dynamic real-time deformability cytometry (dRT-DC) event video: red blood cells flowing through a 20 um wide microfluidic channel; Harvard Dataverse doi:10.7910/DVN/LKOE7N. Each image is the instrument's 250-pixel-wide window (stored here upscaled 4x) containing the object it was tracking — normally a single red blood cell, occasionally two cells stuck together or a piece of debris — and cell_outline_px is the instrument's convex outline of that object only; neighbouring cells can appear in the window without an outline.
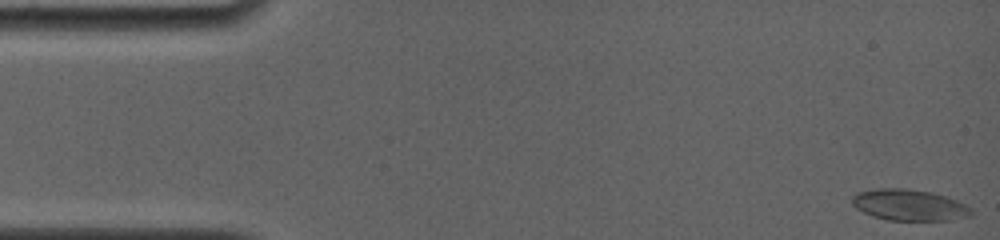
{"species": "common noctule bat (a hibernating species)", "species_latin": "Nyctalus noctula", "temperature_condition": "room temperature", "stored_images_in_passage": 83, "camera_frame_rate_fps": 4000, "um_per_image_px": 0.085, "animal": {"sex": "female", "body_mass_g": 19.0, "forearm_length_mm": 56.7}, "frame": {"image": 1, "passage_image": 1, "time_ms": 0.0, "image_size_px": [1000, 240], "cell_outline_px": [[972, 216], [948, 220], [888, 220], [872, 216], [856, 208], [852, 204], [852, 196], [856, 192], [876, 188], [908, 188], [932, 192], [956, 200], [972, 208]], "centroid_in_image_um": [77.27, 17.42], "position_along_channel_um": 7.7, "area_um2": 21.79}}
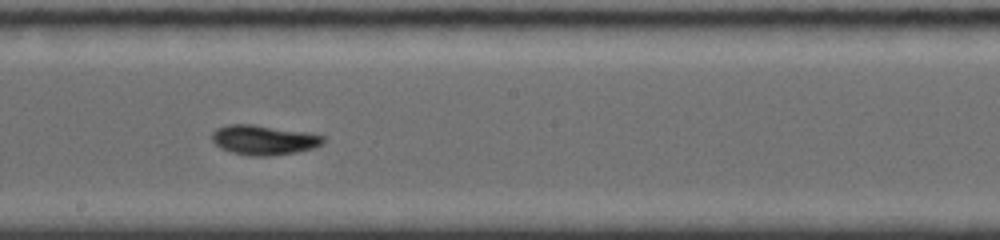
{"frame": {"image": 2, "passage_image": 48, "time_ms": 9.0, "image_size_px": [1000, 240], "cell_outline_px": [[324, 144], [312, 148], [296, 152], [268, 156], [248, 156], [232, 152], [220, 148], [212, 140], [212, 132], [216, 128], [228, 124], [252, 124], [308, 132], [324, 136]], "centroid_in_image_um": [22.41, 11.89], "position_along_channel_um": 225.8, "area_um2": 19.36}}
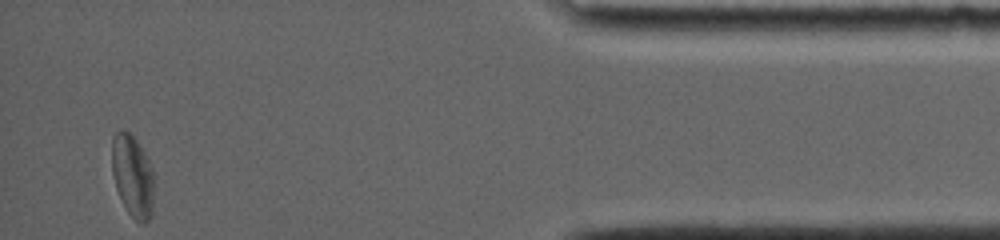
{"frame": {"image": 3, "passage_image": 83, "time_ms": 15.5, "image_size_px": [1000, 240], "cell_outline_px": [[152, 216], [144, 224], [140, 224], [128, 212], [116, 188], [112, 172], [112, 136], [120, 128], [128, 132], [136, 140], [144, 152], [152, 168]], "centroid_in_image_um": [11.25, 14.94], "position_along_channel_um": 423.9, "area_um2": 19.94}, "authors_computed_cell_mechanics": {"area_um2": 19.0162, "velocity_mm_per_s": 3.7812, "shape_relaxation_time_tau1_ms": 3.7077, "shape_relaxation_time_tau2_ms": 2.7525, "deformation_change_tau1": 0.1341, "deformation_change_tau2": 0.0909}}